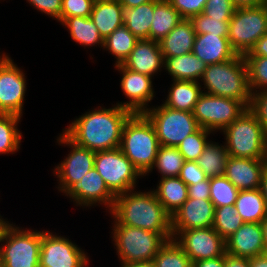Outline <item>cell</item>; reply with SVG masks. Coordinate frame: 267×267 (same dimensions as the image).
I'll return each mask as SVG.
<instances>
[{
  "mask_svg": "<svg viewBox=\"0 0 267 267\" xmlns=\"http://www.w3.org/2000/svg\"><path fill=\"white\" fill-rule=\"evenodd\" d=\"M132 114L117 104L108 109L98 106L76 118L62 132L75 144L95 152L116 149Z\"/></svg>",
  "mask_w": 267,
  "mask_h": 267,
  "instance_id": "obj_1",
  "label": "cell"
},
{
  "mask_svg": "<svg viewBox=\"0 0 267 267\" xmlns=\"http://www.w3.org/2000/svg\"><path fill=\"white\" fill-rule=\"evenodd\" d=\"M110 215L114 217L113 225H127L155 233H172L171 216L153 190H130L117 195Z\"/></svg>",
  "mask_w": 267,
  "mask_h": 267,
  "instance_id": "obj_2",
  "label": "cell"
},
{
  "mask_svg": "<svg viewBox=\"0 0 267 267\" xmlns=\"http://www.w3.org/2000/svg\"><path fill=\"white\" fill-rule=\"evenodd\" d=\"M200 81L204 93L239 100L249 108L252 93L244 56L237 55L228 61L207 65Z\"/></svg>",
  "mask_w": 267,
  "mask_h": 267,
  "instance_id": "obj_3",
  "label": "cell"
},
{
  "mask_svg": "<svg viewBox=\"0 0 267 267\" xmlns=\"http://www.w3.org/2000/svg\"><path fill=\"white\" fill-rule=\"evenodd\" d=\"M159 146L149 119L143 113L132 114L124 124L119 148L143 177L148 176Z\"/></svg>",
  "mask_w": 267,
  "mask_h": 267,
  "instance_id": "obj_4",
  "label": "cell"
},
{
  "mask_svg": "<svg viewBox=\"0 0 267 267\" xmlns=\"http://www.w3.org/2000/svg\"><path fill=\"white\" fill-rule=\"evenodd\" d=\"M112 228V241L121 265L153 261L159 249L173 239L172 233H155L127 225Z\"/></svg>",
  "mask_w": 267,
  "mask_h": 267,
  "instance_id": "obj_5",
  "label": "cell"
},
{
  "mask_svg": "<svg viewBox=\"0 0 267 267\" xmlns=\"http://www.w3.org/2000/svg\"><path fill=\"white\" fill-rule=\"evenodd\" d=\"M221 132L229 156L267 159V137L256 116L247 108Z\"/></svg>",
  "mask_w": 267,
  "mask_h": 267,
  "instance_id": "obj_6",
  "label": "cell"
},
{
  "mask_svg": "<svg viewBox=\"0 0 267 267\" xmlns=\"http://www.w3.org/2000/svg\"><path fill=\"white\" fill-rule=\"evenodd\" d=\"M0 244V262L4 267H40L41 231L22 229L8 222L0 235Z\"/></svg>",
  "mask_w": 267,
  "mask_h": 267,
  "instance_id": "obj_7",
  "label": "cell"
},
{
  "mask_svg": "<svg viewBox=\"0 0 267 267\" xmlns=\"http://www.w3.org/2000/svg\"><path fill=\"white\" fill-rule=\"evenodd\" d=\"M152 123L160 145L177 147L198 125L192 112L175 110L162 104L143 113Z\"/></svg>",
  "mask_w": 267,
  "mask_h": 267,
  "instance_id": "obj_8",
  "label": "cell"
},
{
  "mask_svg": "<svg viewBox=\"0 0 267 267\" xmlns=\"http://www.w3.org/2000/svg\"><path fill=\"white\" fill-rule=\"evenodd\" d=\"M267 33V4L236 9L229 21L228 40L238 55L249 53Z\"/></svg>",
  "mask_w": 267,
  "mask_h": 267,
  "instance_id": "obj_9",
  "label": "cell"
},
{
  "mask_svg": "<svg viewBox=\"0 0 267 267\" xmlns=\"http://www.w3.org/2000/svg\"><path fill=\"white\" fill-rule=\"evenodd\" d=\"M94 167L115 196L135 190L143 177L120 148L95 152Z\"/></svg>",
  "mask_w": 267,
  "mask_h": 267,
  "instance_id": "obj_10",
  "label": "cell"
},
{
  "mask_svg": "<svg viewBox=\"0 0 267 267\" xmlns=\"http://www.w3.org/2000/svg\"><path fill=\"white\" fill-rule=\"evenodd\" d=\"M246 109L239 100L203 92L192 113L201 128L216 133L225 129Z\"/></svg>",
  "mask_w": 267,
  "mask_h": 267,
  "instance_id": "obj_11",
  "label": "cell"
},
{
  "mask_svg": "<svg viewBox=\"0 0 267 267\" xmlns=\"http://www.w3.org/2000/svg\"><path fill=\"white\" fill-rule=\"evenodd\" d=\"M57 143L71 148L53 171L59 181L58 191L66 195L94 167L95 151L75 144L63 132L57 137Z\"/></svg>",
  "mask_w": 267,
  "mask_h": 267,
  "instance_id": "obj_12",
  "label": "cell"
},
{
  "mask_svg": "<svg viewBox=\"0 0 267 267\" xmlns=\"http://www.w3.org/2000/svg\"><path fill=\"white\" fill-rule=\"evenodd\" d=\"M65 236L41 231L40 267H88L87 252Z\"/></svg>",
  "mask_w": 267,
  "mask_h": 267,
  "instance_id": "obj_13",
  "label": "cell"
},
{
  "mask_svg": "<svg viewBox=\"0 0 267 267\" xmlns=\"http://www.w3.org/2000/svg\"><path fill=\"white\" fill-rule=\"evenodd\" d=\"M25 75L9 55H0V114L22 117L27 89Z\"/></svg>",
  "mask_w": 267,
  "mask_h": 267,
  "instance_id": "obj_14",
  "label": "cell"
},
{
  "mask_svg": "<svg viewBox=\"0 0 267 267\" xmlns=\"http://www.w3.org/2000/svg\"><path fill=\"white\" fill-rule=\"evenodd\" d=\"M173 239L184 249L192 263L217 258L225 253V240L213 227L178 230Z\"/></svg>",
  "mask_w": 267,
  "mask_h": 267,
  "instance_id": "obj_15",
  "label": "cell"
},
{
  "mask_svg": "<svg viewBox=\"0 0 267 267\" xmlns=\"http://www.w3.org/2000/svg\"><path fill=\"white\" fill-rule=\"evenodd\" d=\"M115 69L122 74L120 86L123 94L129 100L123 103L117 102L116 104L122 108L128 109L133 114L144 113L149 109L148 103L155 97L152 77L129 70L122 64L115 65Z\"/></svg>",
  "mask_w": 267,
  "mask_h": 267,
  "instance_id": "obj_16",
  "label": "cell"
},
{
  "mask_svg": "<svg viewBox=\"0 0 267 267\" xmlns=\"http://www.w3.org/2000/svg\"><path fill=\"white\" fill-rule=\"evenodd\" d=\"M75 202V206L85 208L93 205H105L112 210L115 195L109 190L101 175L93 167L82 179L65 195ZM98 203V204H97Z\"/></svg>",
  "mask_w": 267,
  "mask_h": 267,
  "instance_id": "obj_17",
  "label": "cell"
},
{
  "mask_svg": "<svg viewBox=\"0 0 267 267\" xmlns=\"http://www.w3.org/2000/svg\"><path fill=\"white\" fill-rule=\"evenodd\" d=\"M215 207L211 200L188 198L171 216V230L209 228L214 223Z\"/></svg>",
  "mask_w": 267,
  "mask_h": 267,
  "instance_id": "obj_18",
  "label": "cell"
},
{
  "mask_svg": "<svg viewBox=\"0 0 267 267\" xmlns=\"http://www.w3.org/2000/svg\"><path fill=\"white\" fill-rule=\"evenodd\" d=\"M267 159L229 156L224 176L239 190L260 189Z\"/></svg>",
  "mask_w": 267,
  "mask_h": 267,
  "instance_id": "obj_19",
  "label": "cell"
},
{
  "mask_svg": "<svg viewBox=\"0 0 267 267\" xmlns=\"http://www.w3.org/2000/svg\"><path fill=\"white\" fill-rule=\"evenodd\" d=\"M225 252L248 259L266 254L261 224L244 222L225 240Z\"/></svg>",
  "mask_w": 267,
  "mask_h": 267,
  "instance_id": "obj_20",
  "label": "cell"
},
{
  "mask_svg": "<svg viewBox=\"0 0 267 267\" xmlns=\"http://www.w3.org/2000/svg\"><path fill=\"white\" fill-rule=\"evenodd\" d=\"M164 57L159 42L140 39L130 52L123 66L129 70L154 77L164 69Z\"/></svg>",
  "mask_w": 267,
  "mask_h": 267,
  "instance_id": "obj_21",
  "label": "cell"
},
{
  "mask_svg": "<svg viewBox=\"0 0 267 267\" xmlns=\"http://www.w3.org/2000/svg\"><path fill=\"white\" fill-rule=\"evenodd\" d=\"M192 52L205 64H217L235 58L228 37L210 33L196 34Z\"/></svg>",
  "mask_w": 267,
  "mask_h": 267,
  "instance_id": "obj_22",
  "label": "cell"
},
{
  "mask_svg": "<svg viewBox=\"0 0 267 267\" xmlns=\"http://www.w3.org/2000/svg\"><path fill=\"white\" fill-rule=\"evenodd\" d=\"M196 32L189 19H182L161 41L159 45L164 60L188 54L193 50Z\"/></svg>",
  "mask_w": 267,
  "mask_h": 267,
  "instance_id": "obj_23",
  "label": "cell"
},
{
  "mask_svg": "<svg viewBox=\"0 0 267 267\" xmlns=\"http://www.w3.org/2000/svg\"><path fill=\"white\" fill-rule=\"evenodd\" d=\"M123 6L119 0H95L90 18L106 39L114 30L123 25Z\"/></svg>",
  "mask_w": 267,
  "mask_h": 267,
  "instance_id": "obj_24",
  "label": "cell"
},
{
  "mask_svg": "<svg viewBox=\"0 0 267 267\" xmlns=\"http://www.w3.org/2000/svg\"><path fill=\"white\" fill-rule=\"evenodd\" d=\"M172 81L173 83L163 104L175 110L193 112L195 104L203 93L202 83L184 80Z\"/></svg>",
  "mask_w": 267,
  "mask_h": 267,
  "instance_id": "obj_25",
  "label": "cell"
},
{
  "mask_svg": "<svg viewBox=\"0 0 267 267\" xmlns=\"http://www.w3.org/2000/svg\"><path fill=\"white\" fill-rule=\"evenodd\" d=\"M207 67L193 52L185 55L167 57L164 69L172 80H184L199 82Z\"/></svg>",
  "mask_w": 267,
  "mask_h": 267,
  "instance_id": "obj_26",
  "label": "cell"
},
{
  "mask_svg": "<svg viewBox=\"0 0 267 267\" xmlns=\"http://www.w3.org/2000/svg\"><path fill=\"white\" fill-rule=\"evenodd\" d=\"M154 191L165 211L172 216L188 199V187L179 177L160 178Z\"/></svg>",
  "mask_w": 267,
  "mask_h": 267,
  "instance_id": "obj_27",
  "label": "cell"
},
{
  "mask_svg": "<svg viewBox=\"0 0 267 267\" xmlns=\"http://www.w3.org/2000/svg\"><path fill=\"white\" fill-rule=\"evenodd\" d=\"M234 207L244 222L260 223L267 217V206L261 189L239 191Z\"/></svg>",
  "mask_w": 267,
  "mask_h": 267,
  "instance_id": "obj_28",
  "label": "cell"
},
{
  "mask_svg": "<svg viewBox=\"0 0 267 267\" xmlns=\"http://www.w3.org/2000/svg\"><path fill=\"white\" fill-rule=\"evenodd\" d=\"M150 40L161 41L183 18L168 0H155Z\"/></svg>",
  "mask_w": 267,
  "mask_h": 267,
  "instance_id": "obj_29",
  "label": "cell"
},
{
  "mask_svg": "<svg viewBox=\"0 0 267 267\" xmlns=\"http://www.w3.org/2000/svg\"><path fill=\"white\" fill-rule=\"evenodd\" d=\"M61 24L68 28L71 39L80 46L90 48V46L100 45L103 49L104 39L90 17H68Z\"/></svg>",
  "mask_w": 267,
  "mask_h": 267,
  "instance_id": "obj_30",
  "label": "cell"
},
{
  "mask_svg": "<svg viewBox=\"0 0 267 267\" xmlns=\"http://www.w3.org/2000/svg\"><path fill=\"white\" fill-rule=\"evenodd\" d=\"M153 11L154 1H150L133 8L123 7V25L139 40H150Z\"/></svg>",
  "mask_w": 267,
  "mask_h": 267,
  "instance_id": "obj_31",
  "label": "cell"
},
{
  "mask_svg": "<svg viewBox=\"0 0 267 267\" xmlns=\"http://www.w3.org/2000/svg\"><path fill=\"white\" fill-rule=\"evenodd\" d=\"M228 157L225 145L210 140L198 157L197 164L208 178L224 176Z\"/></svg>",
  "mask_w": 267,
  "mask_h": 267,
  "instance_id": "obj_32",
  "label": "cell"
},
{
  "mask_svg": "<svg viewBox=\"0 0 267 267\" xmlns=\"http://www.w3.org/2000/svg\"><path fill=\"white\" fill-rule=\"evenodd\" d=\"M139 39L133 35L124 25L114 30L106 39H104L103 49L115 56V65L123 64L128 58L130 52L135 48Z\"/></svg>",
  "mask_w": 267,
  "mask_h": 267,
  "instance_id": "obj_33",
  "label": "cell"
},
{
  "mask_svg": "<svg viewBox=\"0 0 267 267\" xmlns=\"http://www.w3.org/2000/svg\"><path fill=\"white\" fill-rule=\"evenodd\" d=\"M22 117L14 114H0V154H14L20 149L22 133L18 123Z\"/></svg>",
  "mask_w": 267,
  "mask_h": 267,
  "instance_id": "obj_34",
  "label": "cell"
},
{
  "mask_svg": "<svg viewBox=\"0 0 267 267\" xmlns=\"http://www.w3.org/2000/svg\"><path fill=\"white\" fill-rule=\"evenodd\" d=\"M184 162L185 159L177 147L160 145L155 162L148 173L156 168L158 173L161 174L160 178L179 177Z\"/></svg>",
  "mask_w": 267,
  "mask_h": 267,
  "instance_id": "obj_35",
  "label": "cell"
},
{
  "mask_svg": "<svg viewBox=\"0 0 267 267\" xmlns=\"http://www.w3.org/2000/svg\"><path fill=\"white\" fill-rule=\"evenodd\" d=\"M243 223L244 221L238 214L234 205H225L215 208L212 227L224 240L235 233Z\"/></svg>",
  "mask_w": 267,
  "mask_h": 267,
  "instance_id": "obj_36",
  "label": "cell"
},
{
  "mask_svg": "<svg viewBox=\"0 0 267 267\" xmlns=\"http://www.w3.org/2000/svg\"><path fill=\"white\" fill-rule=\"evenodd\" d=\"M153 262L156 267H190L192 265L188 255L175 239L168 240L159 249Z\"/></svg>",
  "mask_w": 267,
  "mask_h": 267,
  "instance_id": "obj_37",
  "label": "cell"
},
{
  "mask_svg": "<svg viewBox=\"0 0 267 267\" xmlns=\"http://www.w3.org/2000/svg\"><path fill=\"white\" fill-rule=\"evenodd\" d=\"M238 194L239 190L225 176L210 178V200L215 208L234 205Z\"/></svg>",
  "mask_w": 267,
  "mask_h": 267,
  "instance_id": "obj_38",
  "label": "cell"
},
{
  "mask_svg": "<svg viewBox=\"0 0 267 267\" xmlns=\"http://www.w3.org/2000/svg\"><path fill=\"white\" fill-rule=\"evenodd\" d=\"M244 59L251 93L267 90V57L244 56Z\"/></svg>",
  "mask_w": 267,
  "mask_h": 267,
  "instance_id": "obj_39",
  "label": "cell"
},
{
  "mask_svg": "<svg viewBox=\"0 0 267 267\" xmlns=\"http://www.w3.org/2000/svg\"><path fill=\"white\" fill-rule=\"evenodd\" d=\"M211 133L213 134V132L200 127L196 132L188 135L183 141H181L177 148L183 155L185 161L198 160V157L209 142L208 137Z\"/></svg>",
  "mask_w": 267,
  "mask_h": 267,
  "instance_id": "obj_40",
  "label": "cell"
},
{
  "mask_svg": "<svg viewBox=\"0 0 267 267\" xmlns=\"http://www.w3.org/2000/svg\"><path fill=\"white\" fill-rule=\"evenodd\" d=\"M189 20L192 22L196 34L210 33L223 37L229 36V21L231 19H216L200 13Z\"/></svg>",
  "mask_w": 267,
  "mask_h": 267,
  "instance_id": "obj_41",
  "label": "cell"
},
{
  "mask_svg": "<svg viewBox=\"0 0 267 267\" xmlns=\"http://www.w3.org/2000/svg\"><path fill=\"white\" fill-rule=\"evenodd\" d=\"M95 0H62L61 23L68 17H90Z\"/></svg>",
  "mask_w": 267,
  "mask_h": 267,
  "instance_id": "obj_42",
  "label": "cell"
},
{
  "mask_svg": "<svg viewBox=\"0 0 267 267\" xmlns=\"http://www.w3.org/2000/svg\"><path fill=\"white\" fill-rule=\"evenodd\" d=\"M235 10L231 0H207L203 13L211 18L231 19Z\"/></svg>",
  "mask_w": 267,
  "mask_h": 267,
  "instance_id": "obj_43",
  "label": "cell"
},
{
  "mask_svg": "<svg viewBox=\"0 0 267 267\" xmlns=\"http://www.w3.org/2000/svg\"><path fill=\"white\" fill-rule=\"evenodd\" d=\"M248 109L256 116L267 137V90L252 93Z\"/></svg>",
  "mask_w": 267,
  "mask_h": 267,
  "instance_id": "obj_44",
  "label": "cell"
},
{
  "mask_svg": "<svg viewBox=\"0 0 267 267\" xmlns=\"http://www.w3.org/2000/svg\"><path fill=\"white\" fill-rule=\"evenodd\" d=\"M183 19L203 13L207 0H168Z\"/></svg>",
  "mask_w": 267,
  "mask_h": 267,
  "instance_id": "obj_45",
  "label": "cell"
},
{
  "mask_svg": "<svg viewBox=\"0 0 267 267\" xmlns=\"http://www.w3.org/2000/svg\"><path fill=\"white\" fill-rule=\"evenodd\" d=\"M179 178L189 186L206 180L208 177L197 164V161H185L181 168Z\"/></svg>",
  "mask_w": 267,
  "mask_h": 267,
  "instance_id": "obj_46",
  "label": "cell"
},
{
  "mask_svg": "<svg viewBox=\"0 0 267 267\" xmlns=\"http://www.w3.org/2000/svg\"><path fill=\"white\" fill-rule=\"evenodd\" d=\"M35 9L61 23L62 0H27Z\"/></svg>",
  "mask_w": 267,
  "mask_h": 267,
  "instance_id": "obj_47",
  "label": "cell"
},
{
  "mask_svg": "<svg viewBox=\"0 0 267 267\" xmlns=\"http://www.w3.org/2000/svg\"><path fill=\"white\" fill-rule=\"evenodd\" d=\"M188 187V198L210 200V178Z\"/></svg>",
  "mask_w": 267,
  "mask_h": 267,
  "instance_id": "obj_48",
  "label": "cell"
},
{
  "mask_svg": "<svg viewBox=\"0 0 267 267\" xmlns=\"http://www.w3.org/2000/svg\"><path fill=\"white\" fill-rule=\"evenodd\" d=\"M224 267H251V259L224 253Z\"/></svg>",
  "mask_w": 267,
  "mask_h": 267,
  "instance_id": "obj_49",
  "label": "cell"
},
{
  "mask_svg": "<svg viewBox=\"0 0 267 267\" xmlns=\"http://www.w3.org/2000/svg\"><path fill=\"white\" fill-rule=\"evenodd\" d=\"M244 56H264L267 57V33L259 38L249 53Z\"/></svg>",
  "mask_w": 267,
  "mask_h": 267,
  "instance_id": "obj_50",
  "label": "cell"
},
{
  "mask_svg": "<svg viewBox=\"0 0 267 267\" xmlns=\"http://www.w3.org/2000/svg\"><path fill=\"white\" fill-rule=\"evenodd\" d=\"M192 265L194 267H224V255L213 259L195 261Z\"/></svg>",
  "mask_w": 267,
  "mask_h": 267,
  "instance_id": "obj_51",
  "label": "cell"
},
{
  "mask_svg": "<svg viewBox=\"0 0 267 267\" xmlns=\"http://www.w3.org/2000/svg\"><path fill=\"white\" fill-rule=\"evenodd\" d=\"M236 9L267 4V0H231Z\"/></svg>",
  "mask_w": 267,
  "mask_h": 267,
  "instance_id": "obj_52",
  "label": "cell"
},
{
  "mask_svg": "<svg viewBox=\"0 0 267 267\" xmlns=\"http://www.w3.org/2000/svg\"><path fill=\"white\" fill-rule=\"evenodd\" d=\"M251 267H267V254L252 258Z\"/></svg>",
  "mask_w": 267,
  "mask_h": 267,
  "instance_id": "obj_53",
  "label": "cell"
},
{
  "mask_svg": "<svg viewBox=\"0 0 267 267\" xmlns=\"http://www.w3.org/2000/svg\"><path fill=\"white\" fill-rule=\"evenodd\" d=\"M123 7L133 8L155 0H119Z\"/></svg>",
  "mask_w": 267,
  "mask_h": 267,
  "instance_id": "obj_54",
  "label": "cell"
},
{
  "mask_svg": "<svg viewBox=\"0 0 267 267\" xmlns=\"http://www.w3.org/2000/svg\"><path fill=\"white\" fill-rule=\"evenodd\" d=\"M260 189L262 191V194H263V197L265 199L266 206H267V169L265 170V172L263 174Z\"/></svg>",
  "mask_w": 267,
  "mask_h": 267,
  "instance_id": "obj_55",
  "label": "cell"
},
{
  "mask_svg": "<svg viewBox=\"0 0 267 267\" xmlns=\"http://www.w3.org/2000/svg\"><path fill=\"white\" fill-rule=\"evenodd\" d=\"M121 267H156V265L153 261H150V262L130 263L127 265H121Z\"/></svg>",
  "mask_w": 267,
  "mask_h": 267,
  "instance_id": "obj_56",
  "label": "cell"
},
{
  "mask_svg": "<svg viewBox=\"0 0 267 267\" xmlns=\"http://www.w3.org/2000/svg\"><path fill=\"white\" fill-rule=\"evenodd\" d=\"M260 224H261L262 231H263V240H264L265 249H266V253H267V217L264 218L260 222Z\"/></svg>",
  "mask_w": 267,
  "mask_h": 267,
  "instance_id": "obj_57",
  "label": "cell"
},
{
  "mask_svg": "<svg viewBox=\"0 0 267 267\" xmlns=\"http://www.w3.org/2000/svg\"><path fill=\"white\" fill-rule=\"evenodd\" d=\"M3 216L0 215V235L2 233V230L4 226L9 222L6 219L2 218Z\"/></svg>",
  "mask_w": 267,
  "mask_h": 267,
  "instance_id": "obj_58",
  "label": "cell"
}]
</instances>
